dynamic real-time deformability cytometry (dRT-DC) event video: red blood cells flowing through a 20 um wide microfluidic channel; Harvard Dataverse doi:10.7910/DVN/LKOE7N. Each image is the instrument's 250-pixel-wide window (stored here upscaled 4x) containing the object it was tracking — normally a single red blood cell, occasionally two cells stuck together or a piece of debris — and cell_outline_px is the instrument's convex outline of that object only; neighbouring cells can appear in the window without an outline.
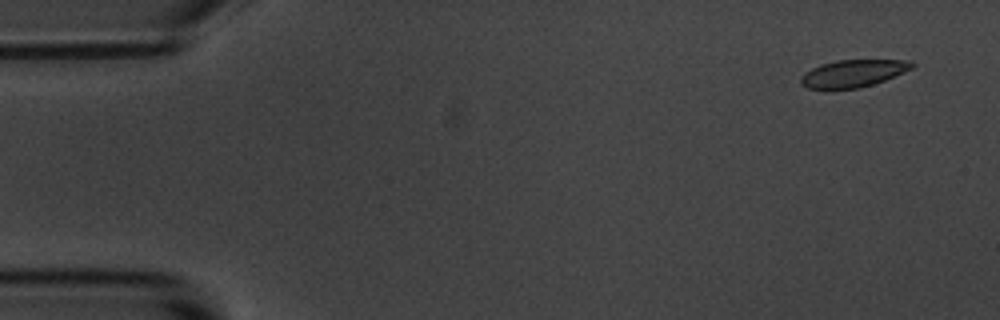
{"species": "common noctule bat (a hibernating species)", "species_latin": "Nyctalus noctula", "temperature_condition": "room temperature", "stored_images_in_passage": 3, "camera_frame_rate_fps": 3000, "um_per_image_px": 0.085, "animal": {"sex": "male", "body_mass_g": 20.1, "forearm_length_mm": 53.5}, "frame": {"image": 1, "passage_image": 1, "time_ms": 0.0, "image_size_px": [1000, 320], "cell_outline_px": [[916, 64], [912, 68], [904, 72], [884, 80], [860, 88], [808, 88], [800, 84], [800, 76], [804, 72], [820, 64], [836, 60], [912, 60]], "centroid_in_image_um": [72.51, 6.22], "position_along_channel_um": 12.5, "area_um2": 17.63}}